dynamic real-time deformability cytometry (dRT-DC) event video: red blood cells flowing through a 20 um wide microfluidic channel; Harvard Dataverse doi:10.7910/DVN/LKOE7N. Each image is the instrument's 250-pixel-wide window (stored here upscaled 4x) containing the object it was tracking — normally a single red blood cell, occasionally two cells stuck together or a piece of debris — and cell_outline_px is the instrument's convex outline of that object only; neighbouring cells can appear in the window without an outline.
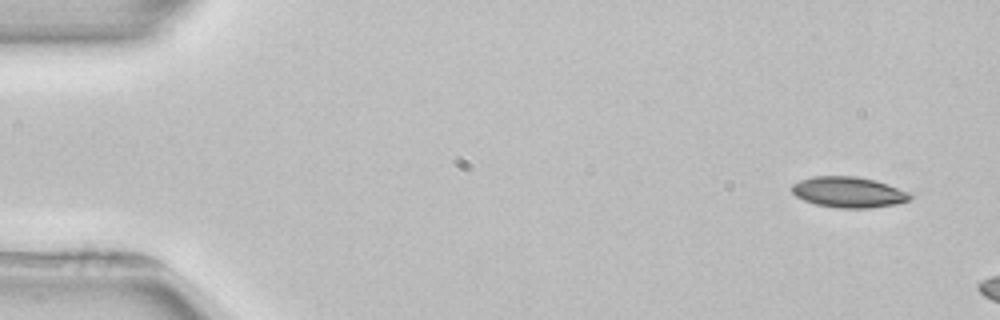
{"species": "common noctule bat (a hibernating species)", "species_latin": "Nyctalus noctula", "temperature_condition": "room temperature", "stored_images_in_passage": 3, "camera_frame_rate_fps": 3000, "um_per_image_px": 0.085, "animal": {"sex": "female", "body_mass_g": 22.7, "forearm_length_mm": 54.2}, "frame": {"image": 1, "passage_image": 1, "time_ms": 0.0, "image_size_px": [1000, 320], "cell_outline_px": [[912, 196], [908, 200], [896, 204], [868, 208], [840, 208], [816, 204], [804, 200], [796, 196], [792, 192], [792, 184], [800, 180], [812, 176], [856, 176], [876, 180], [888, 184], [908, 192]], "centroid_in_image_um": [72.11, 16.32], "position_along_channel_um": 12.9, "area_um2": 21.1}}